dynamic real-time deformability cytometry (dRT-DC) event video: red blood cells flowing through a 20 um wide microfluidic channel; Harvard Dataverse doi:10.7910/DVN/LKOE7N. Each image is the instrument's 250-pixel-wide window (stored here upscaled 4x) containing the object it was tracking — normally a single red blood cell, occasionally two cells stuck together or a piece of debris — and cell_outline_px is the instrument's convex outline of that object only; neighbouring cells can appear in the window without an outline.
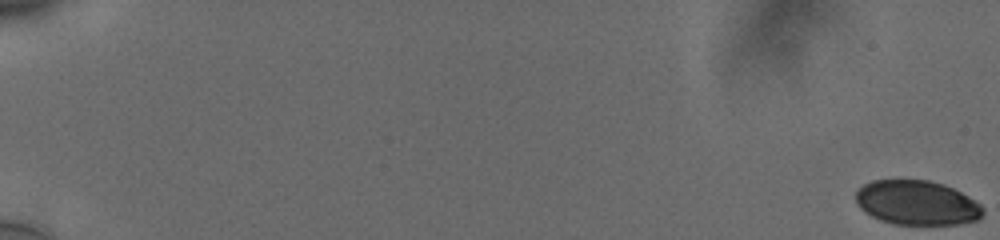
{"species": "human", "species_latin": "Homo sapiens", "temperature_condition": "cold", "stored_images_in_passage": 58, "camera_frame_rate_fps": 3000, "um_per_image_px": 0.085, "donor": {"sex": "male"}, "frame": {"image": 1, "passage_image": 1, "time_ms": 0.0, "image_size_px": [1000, 240], "cell_outline_px": [[984, 212], [976, 220], [956, 224], [892, 224], [880, 220], [864, 212], [856, 204], [856, 192], [864, 184], [872, 180], [928, 180], [944, 184], [968, 196], [980, 204], [984, 208]], "centroid_in_image_um": [77.91, 17.23], "position_along_channel_um": 7.1, "area_um2": 32.89}}
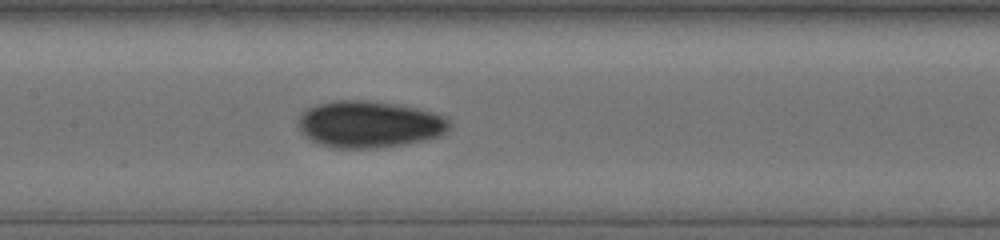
{"frame": {"image": 2, "passage_image": 32, "time_ms": 10.333, "image_size_px": [1000, 240], "cell_outline_px": [[452, 128], [448, 132], [440, 136], [408, 144], [380, 148], [332, 148], [320, 144], [304, 136], [300, 132], [296, 120], [308, 108], [316, 104], [332, 100], [368, 100], [396, 104], [416, 108], [448, 116], [452, 124]], "centroid_in_image_um": [31.42, 10.57], "position_along_channel_um": 176.0, "area_um2": 41.96}}
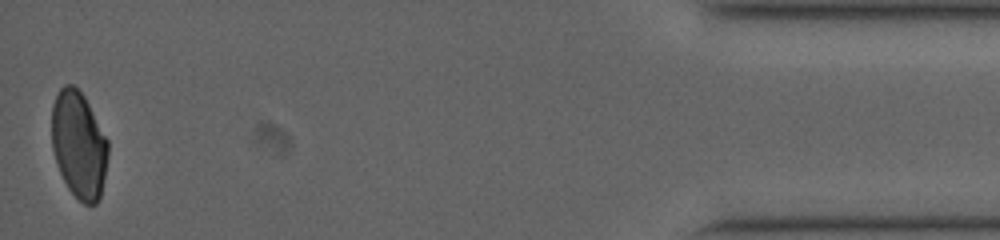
{"frame": {"image": 3, "passage_image": 58, "time_ms": 19.0, "image_size_px": [1000, 240], "cell_outline_px": [[108, 156], [100, 196], [96, 204], [84, 204], [68, 188], [60, 172], [52, 148], [52, 104], [60, 88], [64, 84], [72, 84], [84, 96], [108, 140]], "centroid_in_image_um": [6.7, 12.29], "position_along_channel_um": 428.5, "area_um2": 34.8}, "authors_computed_cell_mechanics": {"area_um2": 37.0498, "velocity_mm_per_s": 3.7718, "shape_relaxation_time_tau1_ms": null, "shape_relaxation_time_tau2_ms": 3.0458, "deformation_change_tau1": null, "deformation_change_tau2": 0.0583}}